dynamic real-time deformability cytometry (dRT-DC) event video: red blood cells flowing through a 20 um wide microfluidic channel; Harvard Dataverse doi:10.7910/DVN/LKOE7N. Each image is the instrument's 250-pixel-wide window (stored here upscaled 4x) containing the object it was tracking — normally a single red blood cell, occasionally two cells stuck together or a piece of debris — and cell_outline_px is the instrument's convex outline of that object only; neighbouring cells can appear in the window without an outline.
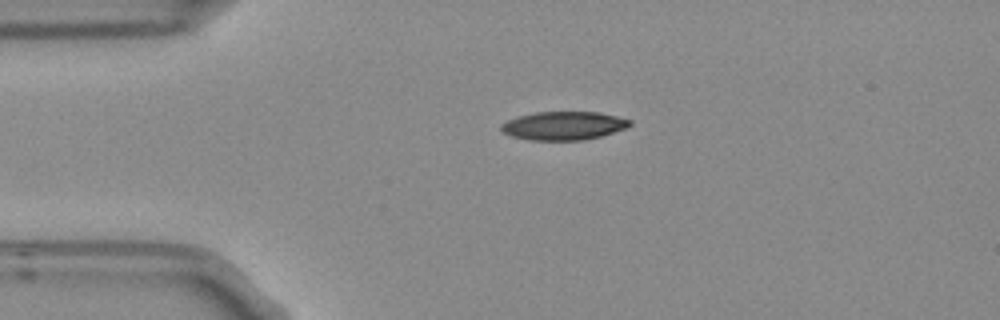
{"species": "Egyptian fruit bat (a non-hibernating species)", "species_latin": "Rousettus aegyptiacus", "temperature_condition": "room temperature", "stored_images_in_passage": 4, "camera_frame_rate_fps": 3000, "um_per_image_px": 0.085, "frame": {"image": 1, "passage_image": 2, "time_ms": 0.333, "image_size_px": [1000, 320], "cell_outline_px": [[632, 124], [624, 128], [600, 136], [584, 140], [532, 140], [512, 136], [504, 132], [500, 128], [500, 124], [516, 116], [536, 112], [600, 112], [632, 120]], "centroid_in_image_um": [47.89, 10.67], "position_along_channel_um": 37.1, "area_um2": 21.21}}